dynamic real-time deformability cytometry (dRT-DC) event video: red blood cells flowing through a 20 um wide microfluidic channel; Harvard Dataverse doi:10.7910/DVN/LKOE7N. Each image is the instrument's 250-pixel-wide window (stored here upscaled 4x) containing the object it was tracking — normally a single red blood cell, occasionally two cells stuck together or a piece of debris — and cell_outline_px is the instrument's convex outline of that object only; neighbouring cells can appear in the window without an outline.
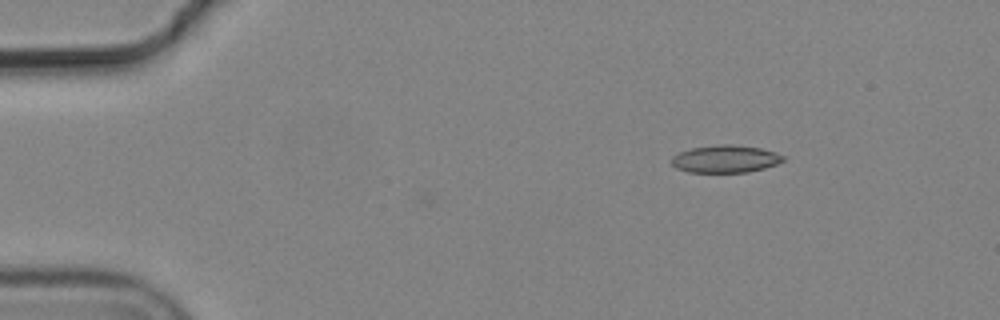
{"species": "common noctule bat (a hibernating species)", "species_latin": "Nyctalus noctula", "temperature_condition": "cold", "stored_images_in_passage": 5, "camera_frame_rate_fps": 3000, "um_per_image_px": 0.085, "animal": {"sex": "male", "body_mass_g": 19.2, "forearm_length_mm": 51.8}, "frame": {"image": 1, "passage_image": 1, "time_ms": 0.0, "image_size_px": [1000, 320], "cell_outline_px": [[784, 160], [776, 164], [764, 168], [748, 172], [688, 172], [676, 168], [672, 164], [672, 156], [680, 152], [692, 148], [720, 144], [732, 144], [760, 148], [776, 152], [784, 156]], "centroid_in_image_um": [61.66, 13.51], "position_along_channel_um": 23.3, "area_um2": 17.8}}
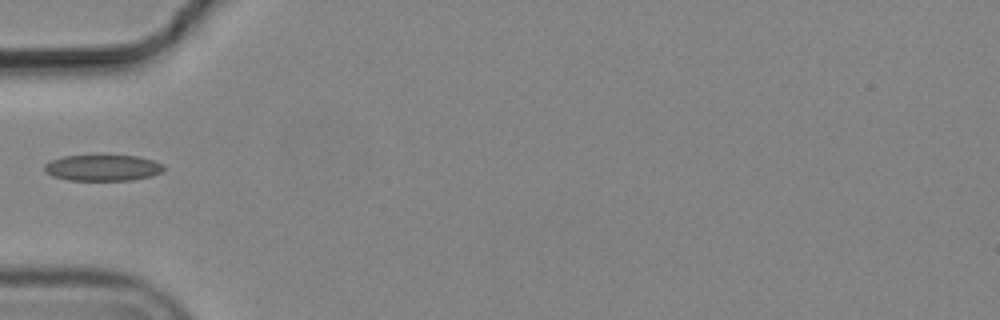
{"frame": {"image": 2, "passage_image": 4, "time_ms": 1.0, "image_size_px": [1000, 320], "cell_outline_px": [[164, 168], [160, 172], [152, 176], [132, 180], [68, 180], [52, 176], [44, 172], [44, 164], [52, 160], [64, 156], [100, 152], [136, 156], [152, 160], [164, 164]], "centroid_in_image_um": [8.7, 14.21], "position_along_channel_um": 76.3, "area_um2": 19.07}}
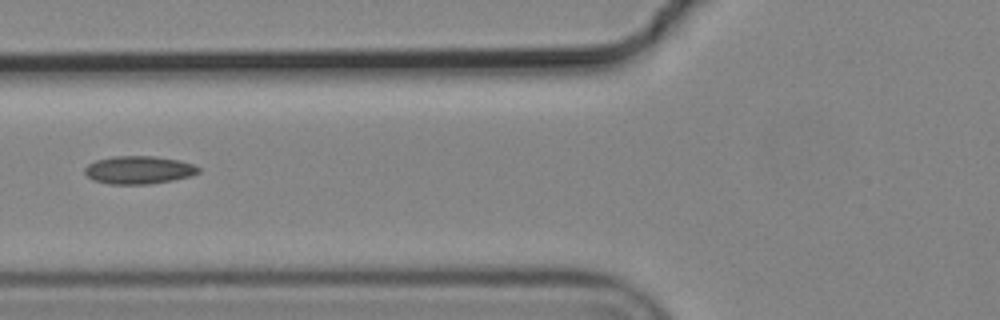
{"frame": {"image": 3, "passage_image": 5, "time_ms": 1.333, "image_size_px": [1000, 320], "cell_outline_px": [[200, 172], [192, 176], [172, 180], [148, 184], [108, 184], [92, 180], [84, 172], [84, 168], [88, 164], [96, 160], [112, 156], [152, 156], [180, 160], [192, 164], [200, 168]], "centroid_in_image_um": [11.79, 14.44], "position_along_channel_um": 114.0, "area_um2": 18.61}}